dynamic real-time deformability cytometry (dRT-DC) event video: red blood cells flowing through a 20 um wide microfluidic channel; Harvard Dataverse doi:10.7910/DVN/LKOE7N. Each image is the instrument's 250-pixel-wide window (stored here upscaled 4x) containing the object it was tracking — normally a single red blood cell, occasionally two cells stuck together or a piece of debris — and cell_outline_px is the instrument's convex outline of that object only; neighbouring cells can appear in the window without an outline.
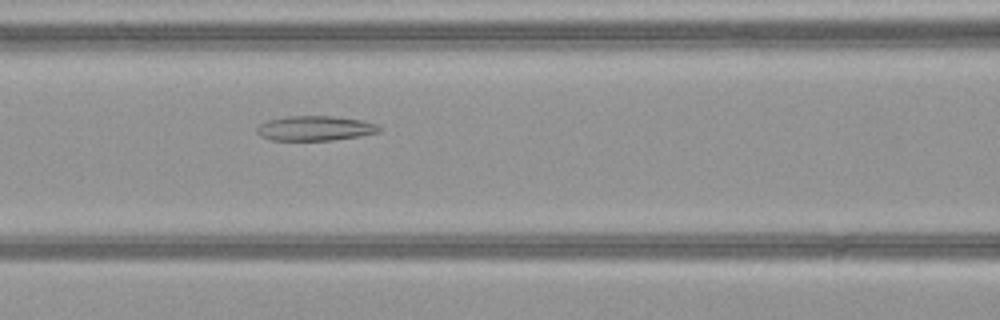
{"species": "common noctule bat (a hibernating species)", "species_latin": "Nyctalus noctula", "temperature_condition": "warm", "stored_images_in_passage": 37, "camera_frame_rate_fps": 3000, "um_per_image_px": 0.085, "animal": {"sex": "female", "body_mass_g": 21.9}, "frame": {"image": 1, "passage_image": 9, "time_ms": 2.667, "image_size_px": [1000, 320], "cell_outline_px": [[380, 132], [360, 136], [332, 140], [272, 140], [260, 136], [256, 132], [256, 128], [260, 124], [268, 120], [288, 116], [332, 116], [364, 120], [376, 124], [380, 128]], "centroid_in_image_um": [26.78, 10.9], "position_along_channel_um": 139.8, "area_um2": 17.69}}
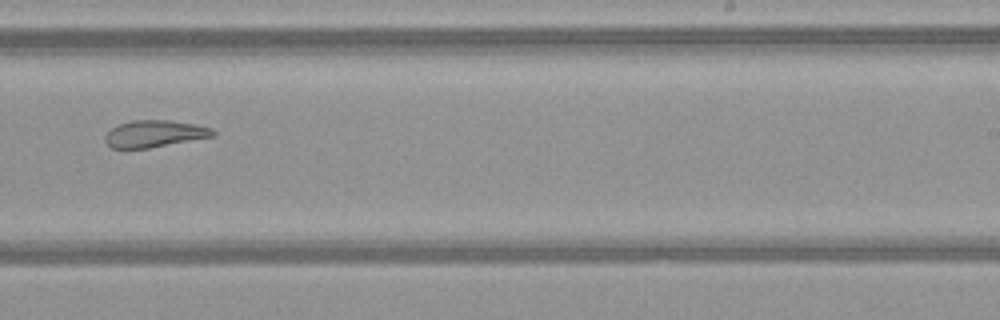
{"frame": {"image": 2, "passage_image": 19, "time_ms": 6.0, "image_size_px": [1000, 320], "cell_outline_px": [[216, 136], [148, 148], [112, 148], [104, 140], [104, 136], [112, 128], [120, 124], [132, 120], [172, 120], [212, 128], [216, 132]], "centroid_in_image_um": [13.15, 11.36], "position_along_channel_um": 275.8, "area_um2": 16.82}}
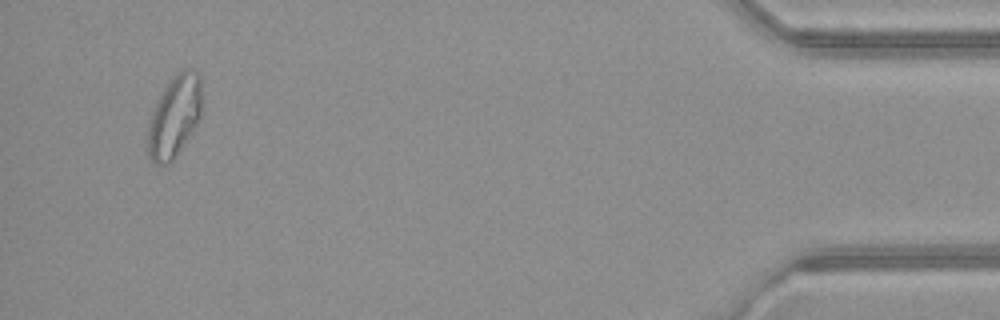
{"frame": {"image": 3, "passage_image": 35, "time_ms": 11.333, "image_size_px": [1000, 320], "cell_outline_px": [[204, 104], [200, 120], [176, 156], [168, 164], [156, 164], [148, 156], [148, 128], [152, 112], [164, 88], [172, 76], [180, 68], [188, 68], [196, 72], [200, 76], [204, 100]], "centroid_in_image_um": [14.89, 9.84], "position_along_channel_um": 420.3, "area_um2": 26.18}, "authors_computed_cell_mechanics": {"area_um2": 18.9006, "velocity_mm_per_s": 4.0818, "shape_relaxation_time_tau1_ms": null, "shape_relaxation_time_tau2_ms": 3.3303, "deformation_change_tau1": null, "deformation_change_tau2": 0.1243}}